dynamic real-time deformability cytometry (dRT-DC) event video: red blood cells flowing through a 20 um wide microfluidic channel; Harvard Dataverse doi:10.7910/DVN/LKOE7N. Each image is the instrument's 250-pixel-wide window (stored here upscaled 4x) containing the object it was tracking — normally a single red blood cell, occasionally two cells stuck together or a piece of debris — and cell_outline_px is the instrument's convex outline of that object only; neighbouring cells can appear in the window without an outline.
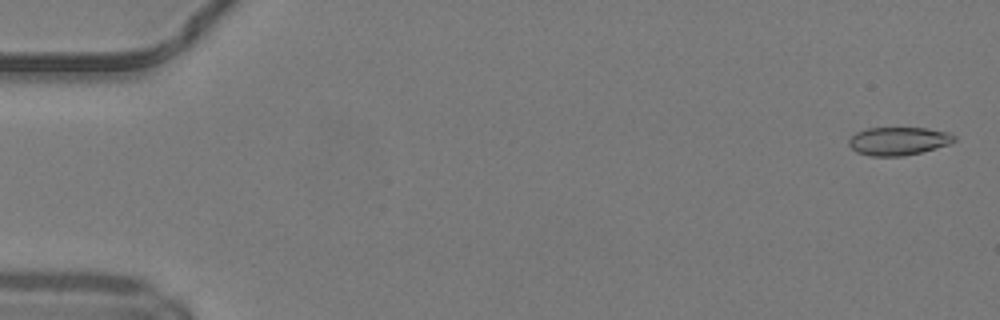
{"species": "common noctule bat (a hibernating species)", "species_latin": "Nyctalus noctula", "temperature_condition": "warm", "stored_images_in_passage": 12, "camera_frame_rate_fps": 3000, "um_per_image_px": 0.085, "animal": {"sex": "male", "body_mass_g": 19.2, "forearm_length_mm": 51.8}, "frame": {"image": 1, "passage_image": 2, "time_ms": 0.333, "image_size_px": [1000, 320], "cell_outline_px": [[956, 140], [948, 144], [936, 148], [904, 156], [872, 156], [856, 152], [848, 144], [848, 140], [856, 132], [868, 128], [928, 128], [948, 132], [956, 136]], "centroid_in_image_um": [76.36, 11.99], "position_along_channel_um": 8.6, "area_um2": 17.28}}